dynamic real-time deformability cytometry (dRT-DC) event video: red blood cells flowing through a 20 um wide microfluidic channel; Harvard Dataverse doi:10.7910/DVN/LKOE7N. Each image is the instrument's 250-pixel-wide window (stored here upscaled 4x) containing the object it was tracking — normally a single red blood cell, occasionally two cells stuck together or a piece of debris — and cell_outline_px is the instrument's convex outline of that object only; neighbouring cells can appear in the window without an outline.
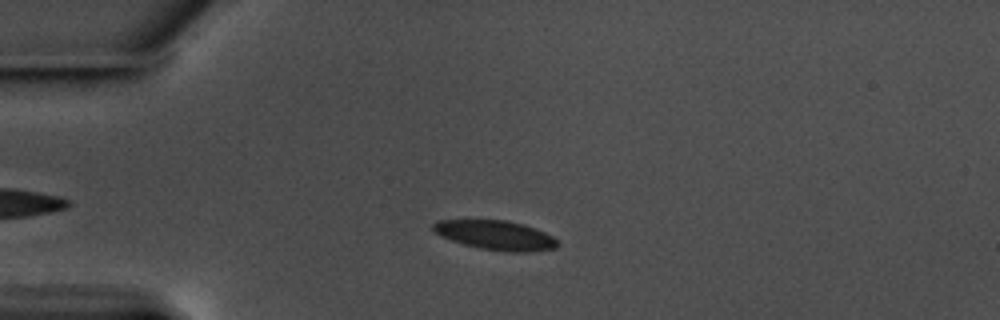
{"species": "common noctule bat (a hibernating species)", "species_latin": "Nyctalus noctula", "temperature_condition": "warm", "stored_images_in_passage": 50, "camera_frame_rate_fps": 3000, "um_per_image_px": 0.085, "animal": {"sex": "male", "body_mass_g": 17.5, "forearm_length_mm": 52.3}, "frame": {"image": 1, "passage_image": 12, "time_ms": 3.667, "image_size_px": [1000, 320], "cell_outline_px": [[560, 244], [556, 248], [528, 252], [508, 252], [480, 248], [464, 244], [452, 240], [436, 232], [432, 228], [432, 224], [436, 220], [508, 220], [524, 224], [536, 228], [552, 236]], "centroid_in_image_um": [42.17, 19.98], "position_along_channel_um": 42.8, "area_um2": 21.21}}
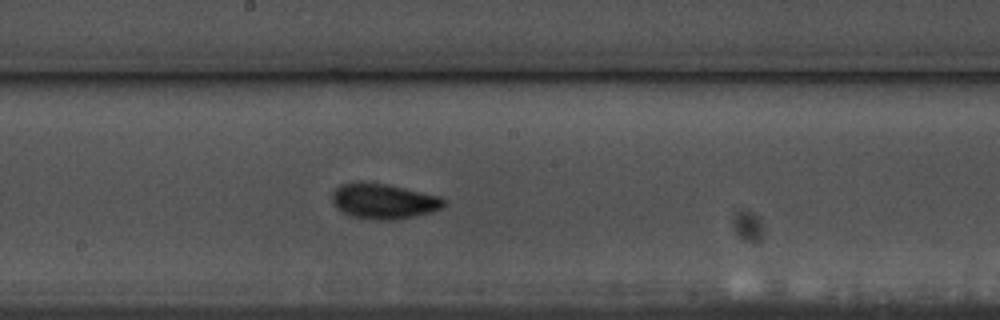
{"frame": {"image": 2, "passage_image": 29, "time_ms": 9.333, "image_size_px": [1000, 320], "cell_outline_px": [[448, 204], [440, 208], [428, 212], [412, 216], [392, 220], [376, 220], [352, 216], [336, 208], [332, 200], [332, 192], [340, 184], [360, 180], [384, 184], [404, 188], [440, 196], [448, 200]], "centroid_in_image_um": [32.59, 17.08], "position_along_channel_um": 215.6, "area_um2": 23.0}}
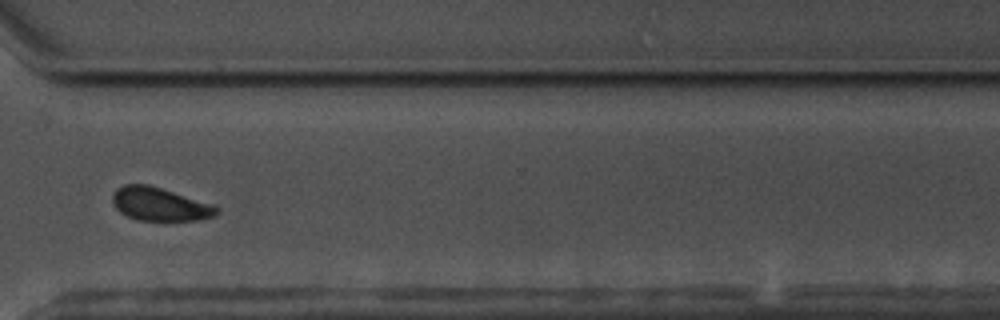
{"frame": {"image": 3, "passage_image": 41, "time_ms": 13.333, "image_size_px": [1000, 320], "cell_outline_px": [[220, 212], [212, 216], [200, 220], [136, 220], [120, 212], [116, 208], [112, 200], [112, 196], [116, 188], [124, 184], [148, 184], [216, 204], [220, 208]], "centroid_in_image_um": [13.62, 17.34], "position_along_channel_um": 357.0, "area_um2": 20.46}, "authors_computed_cell_mechanics": {"area_um2": 21.5594, "velocity_mm_per_s": 3.5222, "shape_relaxation_time_tau1_ms": 2.4704, "shape_relaxation_time_tau2_ms": 1.1134, "deformation_change_tau1": 0.0944, "deformation_change_tau2": 0.0695}}